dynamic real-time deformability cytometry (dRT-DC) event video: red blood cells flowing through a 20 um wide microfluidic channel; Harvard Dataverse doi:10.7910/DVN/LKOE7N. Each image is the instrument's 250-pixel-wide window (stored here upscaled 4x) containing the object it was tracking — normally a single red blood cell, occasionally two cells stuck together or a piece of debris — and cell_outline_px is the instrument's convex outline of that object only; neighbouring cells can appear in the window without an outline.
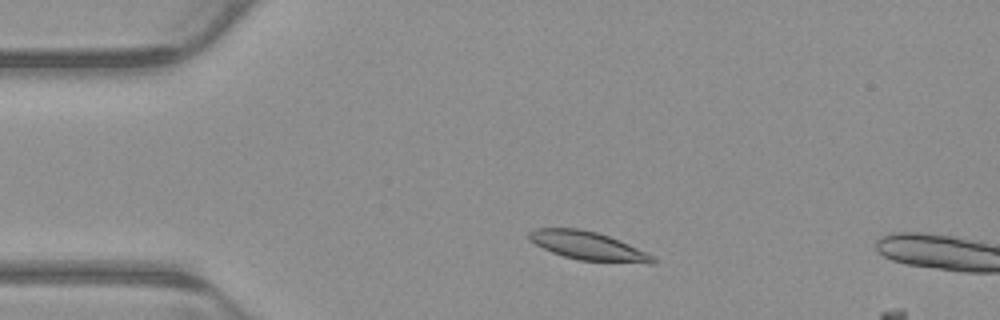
{"species": "common noctule bat (a hibernating species)", "species_latin": "Nyctalus noctula", "temperature_condition": "warm", "stored_images_in_passage": 2, "camera_frame_rate_fps": 3000, "um_per_image_px": 0.085, "animal": {"sex": "male", "body_mass_g": 23.1, "forearm_length_mm": 52.7}, "frame": {"image": 1, "passage_image": 1, "time_ms": 0.0, "image_size_px": [1000, 320], "cell_outline_px": [[656, 260], [652, 264], [648, 264], [580, 260], [564, 256], [552, 252], [528, 240], [528, 232], [536, 228], [580, 228], [596, 232], [608, 236], [628, 244], [652, 256]], "centroid_in_image_um": [49.94, 20.89], "position_along_channel_um": 35.1, "area_um2": 20.29}}